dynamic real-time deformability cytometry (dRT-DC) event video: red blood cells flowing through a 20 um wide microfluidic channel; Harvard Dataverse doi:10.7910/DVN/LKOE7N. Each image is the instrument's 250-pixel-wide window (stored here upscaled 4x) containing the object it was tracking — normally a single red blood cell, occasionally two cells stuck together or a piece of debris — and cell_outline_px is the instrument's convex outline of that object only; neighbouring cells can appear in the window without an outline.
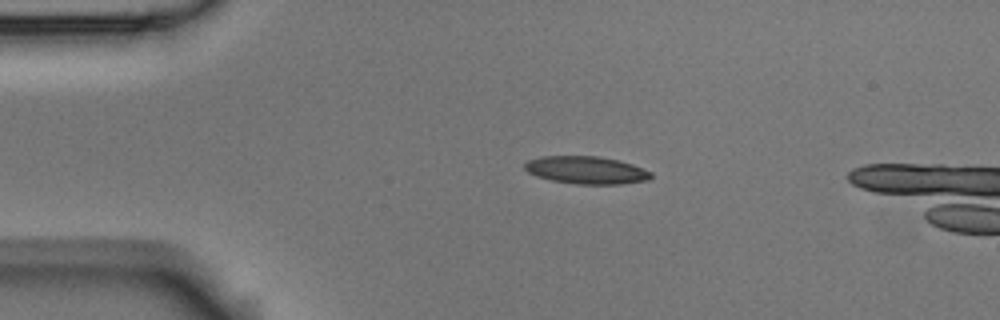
{"species": "Egyptian fruit bat (a non-hibernating species)", "species_latin": "Rousettus aegyptiacus", "temperature_condition": "room temperature", "stored_images_in_passage": 42, "camera_frame_rate_fps": 3000, "um_per_image_px": 0.085, "animal": {"sex": "male"}, "frame": {"image": 1, "passage_image": 1, "time_ms": 0.0, "image_size_px": [1000, 320], "cell_outline_px": [[652, 176], [648, 180], [620, 184], [576, 184], [552, 180], [536, 176], [528, 172], [524, 168], [524, 164], [528, 160], [540, 156], [600, 156], [620, 160], [632, 164], [652, 172]], "centroid_in_image_um": [49.83, 14.45], "position_along_channel_um": 35.2, "area_um2": 20.4}}
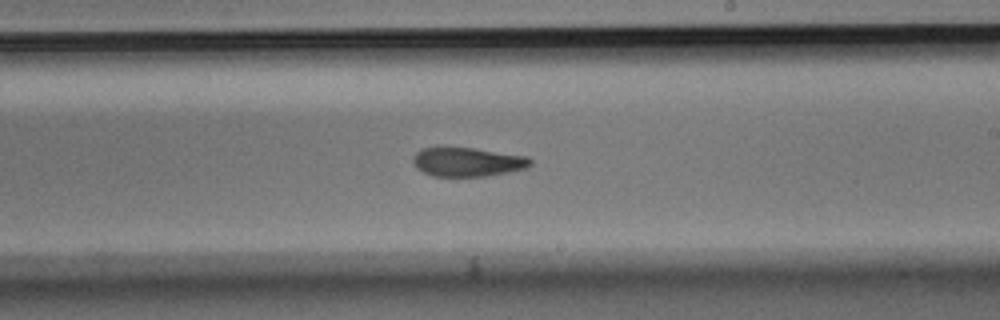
{"frame": {"image": 2, "passage_image": 22, "time_ms": 7.0, "image_size_px": [1000, 320], "cell_outline_px": [[532, 164], [528, 168], [488, 176], [432, 176], [416, 168], [412, 164], [412, 156], [416, 152], [424, 148], [472, 148], [528, 156], [532, 160]], "centroid_in_image_um": [39.75, 13.77], "position_along_channel_um": 249.3, "area_um2": 19.88}}
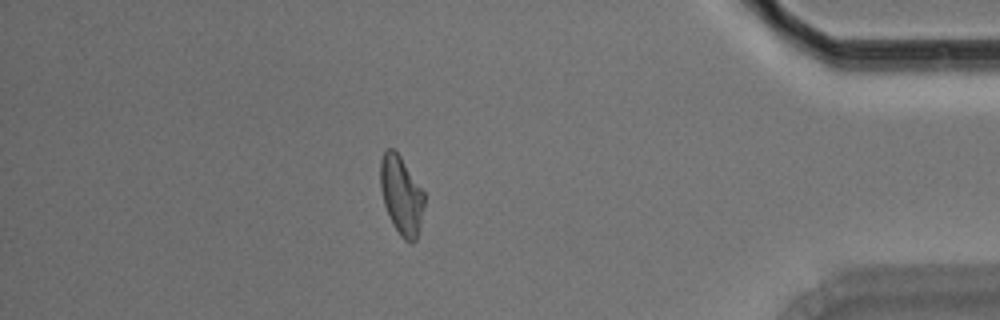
{"frame": {"image": 3, "passage_image": 38, "time_ms": 12.333, "image_size_px": [1000, 320], "cell_outline_px": [[424, 208], [416, 240], [412, 244], [404, 240], [400, 236], [392, 224], [388, 216], [384, 204], [380, 188], [380, 160], [384, 152], [388, 148], [392, 148], [400, 156], [424, 192]], "centroid_in_image_um": [34.1, 16.63], "position_along_channel_um": 401.1, "area_um2": 20.11}}